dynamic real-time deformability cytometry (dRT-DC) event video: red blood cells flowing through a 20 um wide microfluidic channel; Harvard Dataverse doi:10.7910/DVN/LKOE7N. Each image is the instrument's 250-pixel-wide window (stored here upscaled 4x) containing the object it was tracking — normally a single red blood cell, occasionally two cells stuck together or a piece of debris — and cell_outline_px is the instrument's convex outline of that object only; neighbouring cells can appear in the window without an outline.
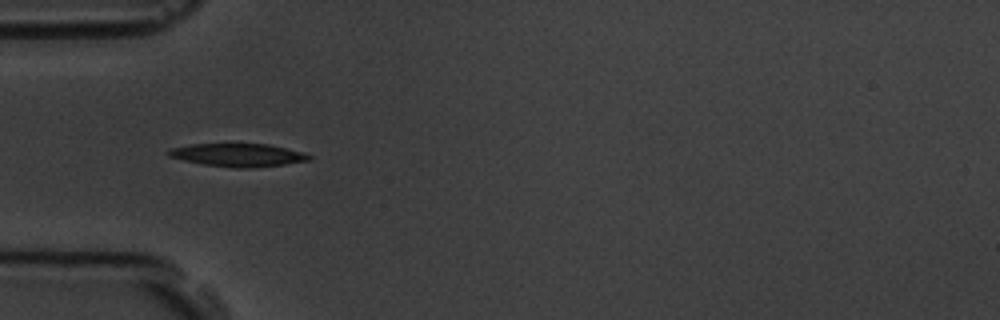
{"species": "common noctule bat (a hibernating species)", "species_latin": "Nyctalus noctula", "temperature_condition": "room temperature", "stored_images_in_passage": 9, "camera_frame_rate_fps": 3000, "um_per_image_px": 0.085, "animal": {"sex": "male", "body_mass_g": 19.5, "forearm_length_mm": 54.6}, "frame": {"image": 1, "passage_image": 4, "time_ms": 3.333, "image_size_px": [1000, 320], "cell_outline_px": [[312, 156], [308, 160], [284, 164], [248, 168], [232, 168], [204, 164], [184, 160], [168, 156], [164, 152], [168, 148], [192, 144], [236, 140], [268, 144], [304, 152]], "centroid_in_image_um": [20.15, 13.11], "position_along_channel_um": 64.9, "area_um2": 19.94}}
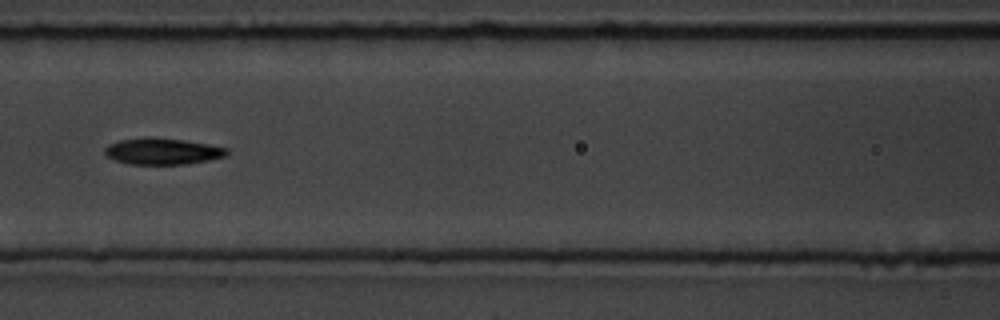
{"frame": {"image": 2, "passage_image": 6, "time_ms": 5.667, "image_size_px": [1000, 320], "cell_outline_px": [[228, 156], [188, 164], [128, 164], [112, 160], [104, 152], [104, 148], [108, 144], [120, 140], [144, 136], [152, 136], [184, 140], [208, 144], [228, 148]], "centroid_in_image_um": [13.79, 12.85], "position_along_channel_um": 152.8, "area_um2": 19.13}}
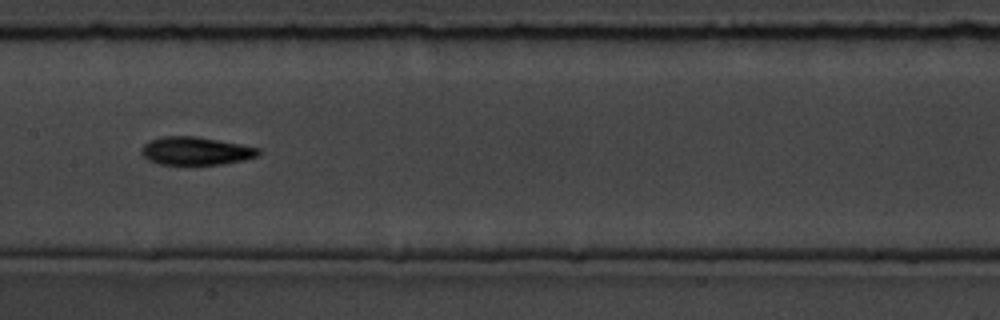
{"frame": {"image": 3, "passage_image": 7, "time_ms": 6.667, "image_size_px": [1000, 320], "cell_outline_px": [[260, 152], [256, 156], [244, 160], [224, 164], [160, 164], [148, 160], [140, 152], [140, 148], [148, 140], [164, 136], [196, 136], [240, 144], [260, 148]], "centroid_in_image_um": [16.61, 12.82], "position_along_channel_um": 190.8, "area_um2": 19.13}}